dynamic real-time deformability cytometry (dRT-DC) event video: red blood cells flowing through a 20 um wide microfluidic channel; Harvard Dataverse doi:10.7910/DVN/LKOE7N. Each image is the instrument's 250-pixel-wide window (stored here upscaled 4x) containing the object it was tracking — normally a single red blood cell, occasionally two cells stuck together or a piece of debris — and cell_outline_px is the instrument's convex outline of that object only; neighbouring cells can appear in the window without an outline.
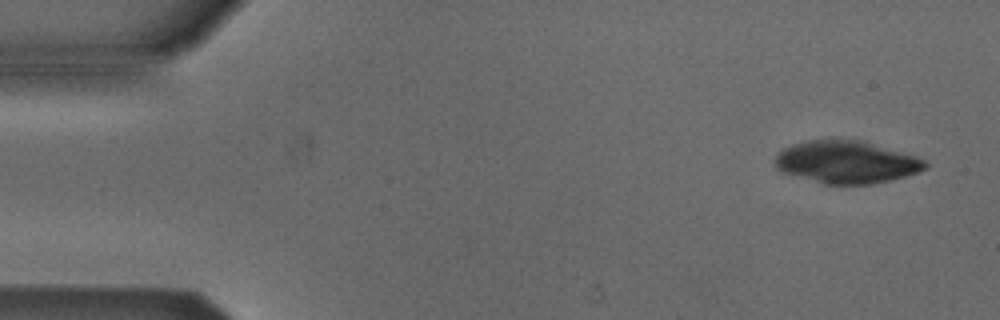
{"species": "Egyptian fruit bat (a non-hibernating species)", "species_latin": "Rousettus aegyptiacus", "temperature_condition": "cold", "stored_images_in_passage": 4, "camera_frame_rate_fps": 3000, "um_per_image_px": 0.085, "animal": {"sex": "male"}, "frame": {"image": 1, "passage_image": 1, "time_ms": 0.0, "image_size_px": [1000, 320], "cell_outline_px": [[928, 168], [904, 176], [872, 184], [824, 184], [780, 172], [772, 164], [772, 160], [784, 148], [792, 144], [808, 140], [856, 140], [916, 156], [924, 160], [928, 164]], "centroid_in_image_um": [71.87, 13.79], "position_along_channel_um": 13.1, "area_um2": 36.82}}